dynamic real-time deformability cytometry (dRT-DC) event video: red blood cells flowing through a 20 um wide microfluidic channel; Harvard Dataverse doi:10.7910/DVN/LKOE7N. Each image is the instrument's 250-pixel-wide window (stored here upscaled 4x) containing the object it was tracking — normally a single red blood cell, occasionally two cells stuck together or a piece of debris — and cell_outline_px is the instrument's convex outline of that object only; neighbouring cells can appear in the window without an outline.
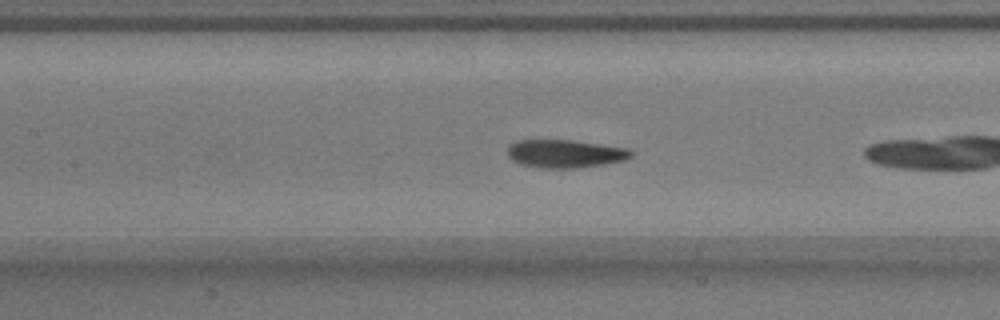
{"species": "common noctule bat (a hibernating species)", "species_latin": "Nyctalus noctula", "temperature_condition": "warm", "stored_images_in_passage": 9, "camera_frame_rate_fps": 3000, "um_per_image_px": 0.085, "animal": {"sex": "male", "body_mass_g": 17.9}, "frame": {"image": 1, "passage_image": 8, "time_ms": 2.333, "image_size_px": [1000, 320], "cell_outline_px": [[632, 156], [624, 160], [604, 164], [576, 168], [540, 168], [520, 164], [512, 160], [508, 156], [508, 144], [516, 140], [572, 140], [628, 148], [632, 152]], "centroid_in_image_um": [48.0, 13.06], "position_along_channel_um": 159.4, "area_um2": 20.29}}